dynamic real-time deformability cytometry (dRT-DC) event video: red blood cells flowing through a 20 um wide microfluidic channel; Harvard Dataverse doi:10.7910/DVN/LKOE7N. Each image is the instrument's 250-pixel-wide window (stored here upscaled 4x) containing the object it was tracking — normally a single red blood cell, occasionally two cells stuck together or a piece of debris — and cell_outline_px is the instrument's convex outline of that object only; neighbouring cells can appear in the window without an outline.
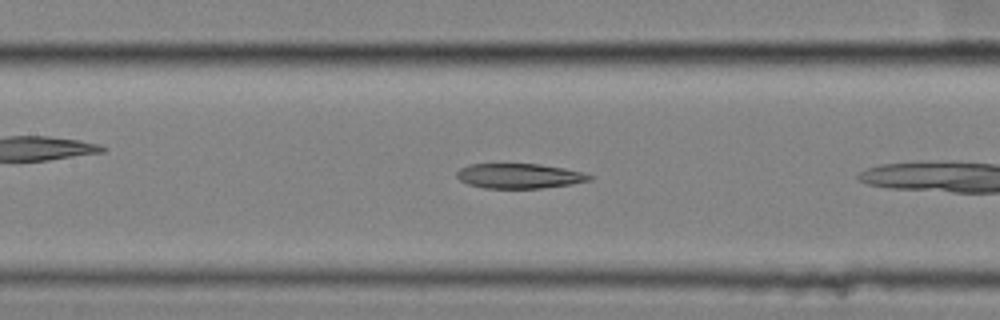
{"species": "common noctule bat (a hibernating species)", "species_latin": "Nyctalus noctula", "temperature_condition": "cold", "stored_images_in_passage": 10, "camera_frame_rate_fps": 3000, "um_per_image_px": 0.085, "animal": {"sex": "female", "body_mass_g": 25.1}, "frame": {"image": 1, "passage_image": 9, "time_ms": 2.667, "image_size_px": [1000, 320], "cell_outline_px": [[596, 176], [592, 180], [572, 184], [540, 188], [484, 188], [468, 184], [460, 180], [456, 176], [456, 172], [460, 168], [468, 164], [540, 164], [564, 168]], "centroid_in_image_um": [44.15, 14.95], "position_along_channel_um": 163.3, "area_um2": 19.31}}